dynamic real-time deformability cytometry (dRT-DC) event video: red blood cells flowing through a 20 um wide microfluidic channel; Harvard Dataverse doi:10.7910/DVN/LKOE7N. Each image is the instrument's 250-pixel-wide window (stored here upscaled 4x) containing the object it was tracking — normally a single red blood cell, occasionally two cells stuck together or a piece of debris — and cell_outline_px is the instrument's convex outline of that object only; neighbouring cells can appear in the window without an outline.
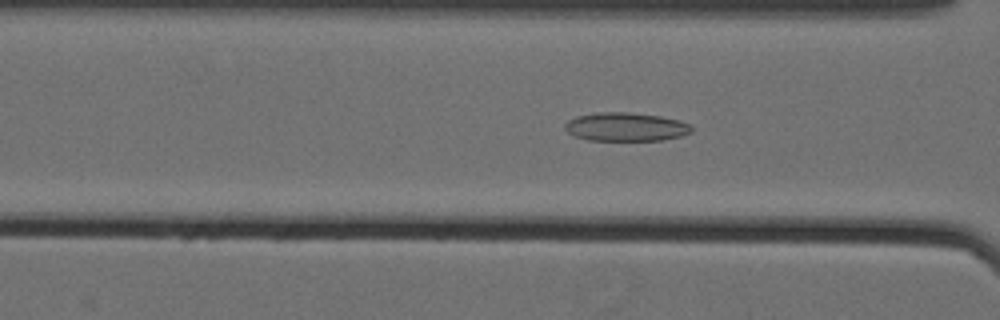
{"species": "Egyptian fruit bat (a non-hibernating species)", "species_latin": "Rousettus aegyptiacus", "temperature_condition": "cold", "stored_images_in_passage": 52, "camera_frame_rate_fps": 3000, "um_per_image_px": 0.085, "animal": {"sex": "female"}, "frame": {"image": 1, "passage_image": 24, "time_ms": 7.667, "image_size_px": [1000, 320], "cell_outline_px": [[692, 132], [680, 136], [660, 140], [588, 140], [576, 136], [568, 132], [564, 128], [564, 124], [568, 120], [576, 116], [596, 112], [628, 112], [660, 116], [680, 120], [688, 124], [692, 128]], "centroid_in_image_um": [53.17, 10.77], "position_along_channel_um": 113.4, "area_um2": 21.04}}
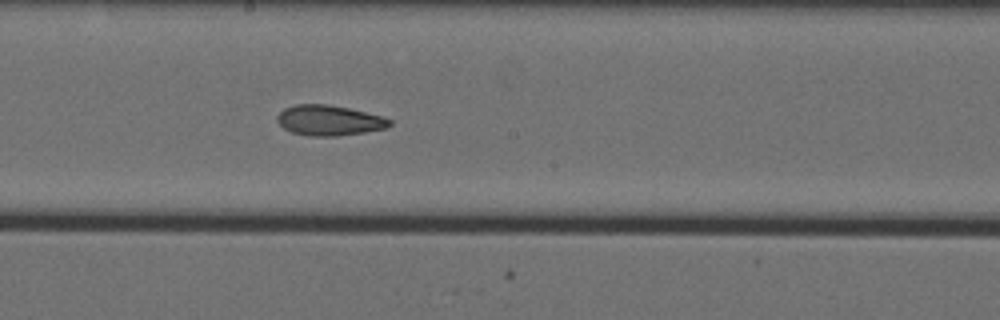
{"frame": {"image": 2, "passage_image": 33, "time_ms": 10.667, "image_size_px": [1000, 320], "cell_outline_px": [[392, 124], [384, 128], [364, 132], [336, 136], [308, 136], [292, 132], [284, 128], [276, 120], [276, 116], [284, 108], [292, 104], [328, 104], [348, 108], [384, 116], [392, 120]], "centroid_in_image_um": [27.96, 10.22], "position_along_channel_um": 220.2, "area_um2": 19.94}}
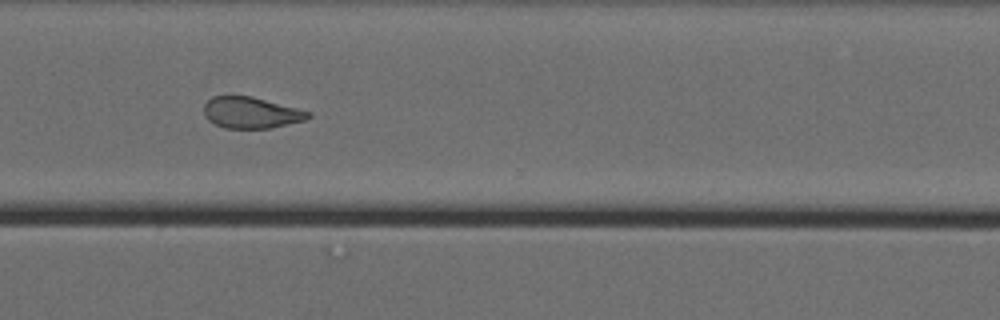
{"frame": {"image": 3, "passage_image": 44, "time_ms": 14.333, "image_size_px": [1000, 320], "cell_outline_px": [[312, 116], [304, 120], [268, 128], [224, 128], [208, 120], [204, 116], [204, 104], [212, 96], [252, 96], [312, 112]], "centroid_in_image_um": [21.32, 9.57], "position_along_channel_um": 349.3, "area_um2": 18.9}, "authors_computed_cell_mechanics": {"area_um2": 20.7213, "velocity_mm_per_s": 3.5457, "shape_relaxation_time_tau1_ms": null, "shape_relaxation_time_tau2_ms": 3.746, "deformation_change_tau1": null, "deformation_change_tau2": 0.1006}}